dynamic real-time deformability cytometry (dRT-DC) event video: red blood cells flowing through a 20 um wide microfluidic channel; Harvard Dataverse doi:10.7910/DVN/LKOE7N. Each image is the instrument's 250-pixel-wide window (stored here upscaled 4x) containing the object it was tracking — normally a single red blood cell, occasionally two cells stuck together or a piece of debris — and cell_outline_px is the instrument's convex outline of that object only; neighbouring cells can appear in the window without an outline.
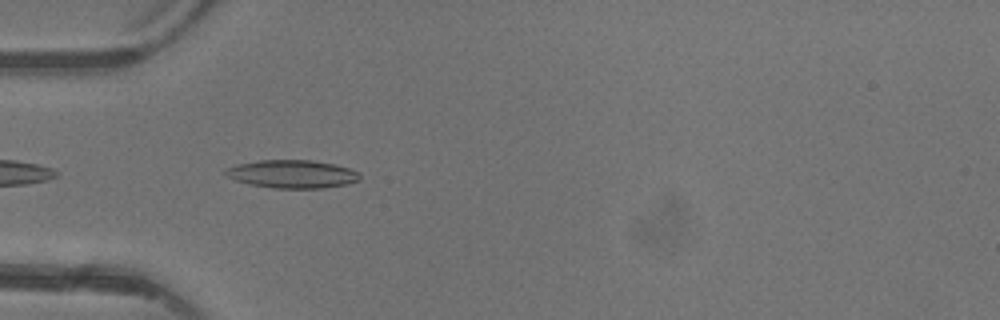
{"species": "common noctule bat (a hibernating species)", "species_latin": "Nyctalus noctula", "temperature_condition": "warm", "stored_images_in_passage": 4, "camera_frame_rate_fps": 3000, "um_per_image_px": 0.085, "animal": {"sex": "female"}, "frame": {"image": 1, "passage_image": 4, "time_ms": 3.667, "image_size_px": [1000, 320], "cell_outline_px": [[360, 180], [344, 184], [324, 188], [272, 188], [252, 184], [236, 180], [228, 176], [224, 172], [228, 168], [236, 164], [260, 160], [312, 160], [336, 164], [360, 172]], "centroid_in_image_um": [24.87, 14.78], "position_along_channel_um": 60.1, "area_um2": 21.85}}